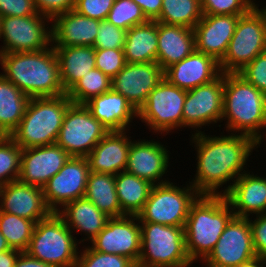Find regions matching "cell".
Instances as JSON below:
<instances>
[{
	"instance_id": "1",
	"label": "cell",
	"mask_w": 266,
	"mask_h": 267,
	"mask_svg": "<svg viewBox=\"0 0 266 267\" xmlns=\"http://www.w3.org/2000/svg\"><path fill=\"white\" fill-rule=\"evenodd\" d=\"M228 134L211 137L201 132L192 133L190 137L197 152V170L189 183L200 195H225L233 182L246 172L249 156L260 146L249 136Z\"/></svg>"
},
{
	"instance_id": "2",
	"label": "cell",
	"mask_w": 266,
	"mask_h": 267,
	"mask_svg": "<svg viewBox=\"0 0 266 267\" xmlns=\"http://www.w3.org/2000/svg\"><path fill=\"white\" fill-rule=\"evenodd\" d=\"M1 75L30 98L66 94L52 44L41 51L0 53Z\"/></svg>"
},
{
	"instance_id": "3",
	"label": "cell",
	"mask_w": 266,
	"mask_h": 267,
	"mask_svg": "<svg viewBox=\"0 0 266 267\" xmlns=\"http://www.w3.org/2000/svg\"><path fill=\"white\" fill-rule=\"evenodd\" d=\"M223 120H227L228 133L249 136L262 144L264 135L266 139V95L238 73H224Z\"/></svg>"
},
{
	"instance_id": "4",
	"label": "cell",
	"mask_w": 266,
	"mask_h": 267,
	"mask_svg": "<svg viewBox=\"0 0 266 267\" xmlns=\"http://www.w3.org/2000/svg\"><path fill=\"white\" fill-rule=\"evenodd\" d=\"M233 217L224 195H199L191 204L185 224V248L192 265L210 254Z\"/></svg>"
},
{
	"instance_id": "5",
	"label": "cell",
	"mask_w": 266,
	"mask_h": 267,
	"mask_svg": "<svg viewBox=\"0 0 266 267\" xmlns=\"http://www.w3.org/2000/svg\"><path fill=\"white\" fill-rule=\"evenodd\" d=\"M72 103L67 93L30 98L23 118L10 137L22 149L55 144L67 108Z\"/></svg>"
},
{
	"instance_id": "6",
	"label": "cell",
	"mask_w": 266,
	"mask_h": 267,
	"mask_svg": "<svg viewBox=\"0 0 266 267\" xmlns=\"http://www.w3.org/2000/svg\"><path fill=\"white\" fill-rule=\"evenodd\" d=\"M137 267H192L185 248V227L140 222Z\"/></svg>"
},
{
	"instance_id": "7",
	"label": "cell",
	"mask_w": 266,
	"mask_h": 267,
	"mask_svg": "<svg viewBox=\"0 0 266 267\" xmlns=\"http://www.w3.org/2000/svg\"><path fill=\"white\" fill-rule=\"evenodd\" d=\"M73 233L64 220L52 212L36 223L25 252L52 267H75L79 243Z\"/></svg>"
},
{
	"instance_id": "8",
	"label": "cell",
	"mask_w": 266,
	"mask_h": 267,
	"mask_svg": "<svg viewBox=\"0 0 266 267\" xmlns=\"http://www.w3.org/2000/svg\"><path fill=\"white\" fill-rule=\"evenodd\" d=\"M258 5L239 16L228 49L219 62L221 73H238L266 51V20Z\"/></svg>"
},
{
	"instance_id": "9",
	"label": "cell",
	"mask_w": 266,
	"mask_h": 267,
	"mask_svg": "<svg viewBox=\"0 0 266 267\" xmlns=\"http://www.w3.org/2000/svg\"><path fill=\"white\" fill-rule=\"evenodd\" d=\"M200 194L189 183L177 186L171 181L153 185L148 200L137 215L139 222L185 227L191 204Z\"/></svg>"
},
{
	"instance_id": "10",
	"label": "cell",
	"mask_w": 266,
	"mask_h": 267,
	"mask_svg": "<svg viewBox=\"0 0 266 267\" xmlns=\"http://www.w3.org/2000/svg\"><path fill=\"white\" fill-rule=\"evenodd\" d=\"M186 90L170 84L165 78L150 92L137 111V119L153 133H171L183 128V105Z\"/></svg>"
},
{
	"instance_id": "11",
	"label": "cell",
	"mask_w": 266,
	"mask_h": 267,
	"mask_svg": "<svg viewBox=\"0 0 266 267\" xmlns=\"http://www.w3.org/2000/svg\"><path fill=\"white\" fill-rule=\"evenodd\" d=\"M109 132L84 104L72 103L65 113L56 144L70 156L86 157Z\"/></svg>"
},
{
	"instance_id": "12",
	"label": "cell",
	"mask_w": 266,
	"mask_h": 267,
	"mask_svg": "<svg viewBox=\"0 0 266 267\" xmlns=\"http://www.w3.org/2000/svg\"><path fill=\"white\" fill-rule=\"evenodd\" d=\"M49 22L51 24V20L41 14L0 17V39H3L0 53L41 51L48 48L52 44Z\"/></svg>"
},
{
	"instance_id": "13",
	"label": "cell",
	"mask_w": 266,
	"mask_h": 267,
	"mask_svg": "<svg viewBox=\"0 0 266 267\" xmlns=\"http://www.w3.org/2000/svg\"><path fill=\"white\" fill-rule=\"evenodd\" d=\"M224 73L210 83L186 90L183 105V128H192L196 134L203 126L221 123L223 115ZM209 124V125H208ZM199 130H198V129Z\"/></svg>"
},
{
	"instance_id": "14",
	"label": "cell",
	"mask_w": 266,
	"mask_h": 267,
	"mask_svg": "<svg viewBox=\"0 0 266 267\" xmlns=\"http://www.w3.org/2000/svg\"><path fill=\"white\" fill-rule=\"evenodd\" d=\"M90 173L86 157L70 156L64 166L43 187L44 200L52 212L66 203L82 198Z\"/></svg>"
},
{
	"instance_id": "15",
	"label": "cell",
	"mask_w": 266,
	"mask_h": 267,
	"mask_svg": "<svg viewBox=\"0 0 266 267\" xmlns=\"http://www.w3.org/2000/svg\"><path fill=\"white\" fill-rule=\"evenodd\" d=\"M90 245L95 251L121 255L137 265L141 251V226L138 216L109 218L104 229Z\"/></svg>"
},
{
	"instance_id": "16",
	"label": "cell",
	"mask_w": 266,
	"mask_h": 267,
	"mask_svg": "<svg viewBox=\"0 0 266 267\" xmlns=\"http://www.w3.org/2000/svg\"><path fill=\"white\" fill-rule=\"evenodd\" d=\"M256 256L249 218L234 216L205 259L223 267H236Z\"/></svg>"
},
{
	"instance_id": "17",
	"label": "cell",
	"mask_w": 266,
	"mask_h": 267,
	"mask_svg": "<svg viewBox=\"0 0 266 267\" xmlns=\"http://www.w3.org/2000/svg\"><path fill=\"white\" fill-rule=\"evenodd\" d=\"M163 78L164 71L157 62L126 63L111 79V89L122 94L138 111Z\"/></svg>"
},
{
	"instance_id": "18",
	"label": "cell",
	"mask_w": 266,
	"mask_h": 267,
	"mask_svg": "<svg viewBox=\"0 0 266 267\" xmlns=\"http://www.w3.org/2000/svg\"><path fill=\"white\" fill-rule=\"evenodd\" d=\"M137 140L131 142L125 171L153 185L170 182L163 178L170 166L171 153L166 149L167 146L155 139Z\"/></svg>"
},
{
	"instance_id": "19",
	"label": "cell",
	"mask_w": 266,
	"mask_h": 267,
	"mask_svg": "<svg viewBox=\"0 0 266 267\" xmlns=\"http://www.w3.org/2000/svg\"><path fill=\"white\" fill-rule=\"evenodd\" d=\"M69 158L70 155L56 143L22 149L18 180L43 188Z\"/></svg>"
},
{
	"instance_id": "20",
	"label": "cell",
	"mask_w": 266,
	"mask_h": 267,
	"mask_svg": "<svg viewBox=\"0 0 266 267\" xmlns=\"http://www.w3.org/2000/svg\"><path fill=\"white\" fill-rule=\"evenodd\" d=\"M0 211L23 217L36 223L47 218L52 211L47 207L43 188L24 184L19 180L3 185Z\"/></svg>"
},
{
	"instance_id": "21",
	"label": "cell",
	"mask_w": 266,
	"mask_h": 267,
	"mask_svg": "<svg viewBox=\"0 0 266 267\" xmlns=\"http://www.w3.org/2000/svg\"><path fill=\"white\" fill-rule=\"evenodd\" d=\"M239 16L203 15L193 28L195 50L203 52L220 62L233 37Z\"/></svg>"
},
{
	"instance_id": "22",
	"label": "cell",
	"mask_w": 266,
	"mask_h": 267,
	"mask_svg": "<svg viewBox=\"0 0 266 267\" xmlns=\"http://www.w3.org/2000/svg\"><path fill=\"white\" fill-rule=\"evenodd\" d=\"M221 74L219 62L203 52L194 50L180 62L164 71V78L172 85L190 90L212 82Z\"/></svg>"
},
{
	"instance_id": "23",
	"label": "cell",
	"mask_w": 266,
	"mask_h": 267,
	"mask_svg": "<svg viewBox=\"0 0 266 267\" xmlns=\"http://www.w3.org/2000/svg\"><path fill=\"white\" fill-rule=\"evenodd\" d=\"M247 169L224 195L235 217L249 218L266 213V177L250 174Z\"/></svg>"
},
{
	"instance_id": "24",
	"label": "cell",
	"mask_w": 266,
	"mask_h": 267,
	"mask_svg": "<svg viewBox=\"0 0 266 267\" xmlns=\"http://www.w3.org/2000/svg\"><path fill=\"white\" fill-rule=\"evenodd\" d=\"M127 131H110L86 156L90 172L116 175L125 171L132 137Z\"/></svg>"
},
{
	"instance_id": "25",
	"label": "cell",
	"mask_w": 266,
	"mask_h": 267,
	"mask_svg": "<svg viewBox=\"0 0 266 267\" xmlns=\"http://www.w3.org/2000/svg\"><path fill=\"white\" fill-rule=\"evenodd\" d=\"M99 20L70 10L51 21L52 46H91L98 34Z\"/></svg>"
},
{
	"instance_id": "26",
	"label": "cell",
	"mask_w": 266,
	"mask_h": 267,
	"mask_svg": "<svg viewBox=\"0 0 266 267\" xmlns=\"http://www.w3.org/2000/svg\"><path fill=\"white\" fill-rule=\"evenodd\" d=\"M84 105L109 131L129 130L133 119L137 118V110L133 105L112 89L91 98Z\"/></svg>"
},
{
	"instance_id": "27",
	"label": "cell",
	"mask_w": 266,
	"mask_h": 267,
	"mask_svg": "<svg viewBox=\"0 0 266 267\" xmlns=\"http://www.w3.org/2000/svg\"><path fill=\"white\" fill-rule=\"evenodd\" d=\"M56 213L72 232L85 235L82 240H78L79 244L84 241L90 243L104 229L110 218L85 197L66 203Z\"/></svg>"
},
{
	"instance_id": "28",
	"label": "cell",
	"mask_w": 266,
	"mask_h": 267,
	"mask_svg": "<svg viewBox=\"0 0 266 267\" xmlns=\"http://www.w3.org/2000/svg\"><path fill=\"white\" fill-rule=\"evenodd\" d=\"M195 50L193 29L181 25L158 22V48L156 62L165 71L189 56Z\"/></svg>"
},
{
	"instance_id": "29",
	"label": "cell",
	"mask_w": 266,
	"mask_h": 267,
	"mask_svg": "<svg viewBox=\"0 0 266 267\" xmlns=\"http://www.w3.org/2000/svg\"><path fill=\"white\" fill-rule=\"evenodd\" d=\"M60 71V80L67 93L87 72L96 68L95 48L91 46H53Z\"/></svg>"
},
{
	"instance_id": "30",
	"label": "cell",
	"mask_w": 266,
	"mask_h": 267,
	"mask_svg": "<svg viewBox=\"0 0 266 267\" xmlns=\"http://www.w3.org/2000/svg\"><path fill=\"white\" fill-rule=\"evenodd\" d=\"M158 22L147 21L131 27L126 33V63H151L157 60Z\"/></svg>"
},
{
	"instance_id": "31",
	"label": "cell",
	"mask_w": 266,
	"mask_h": 267,
	"mask_svg": "<svg viewBox=\"0 0 266 267\" xmlns=\"http://www.w3.org/2000/svg\"><path fill=\"white\" fill-rule=\"evenodd\" d=\"M1 73V72H0ZM30 97L0 74V135L10 136L18 127Z\"/></svg>"
},
{
	"instance_id": "32",
	"label": "cell",
	"mask_w": 266,
	"mask_h": 267,
	"mask_svg": "<svg viewBox=\"0 0 266 267\" xmlns=\"http://www.w3.org/2000/svg\"><path fill=\"white\" fill-rule=\"evenodd\" d=\"M84 197L110 218L125 215L118 200L115 175L90 172Z\"/></svg>"
},
{
	"instance_id": "33",
	"label": "cell",
	"mask_w": 266,
	"mask_h": 267,
	"mask_svg": "<svg viewBox=\"0 0 266 267\" xmlns=\"http://www.w3.org/2000/svg\"><path fill=\"white\" fill-rule=\"evenodd\" d=\"M115 186L121 211L137 216L148 200L153 184L123 171L115 175Z\"/></svg>"
},
{
	"instance_id": "34",
	"label": "cell",
	"mask_w": 266,
	"mask_h": 267,
	"mask_svg": "<svg viewBox=\"0 0 266 267\" xmlns=\"http://www.w3.org/2000/svg\"><path fill=\"white\" fill-rule=\"evenodd\" d=\"M202 16L200 0H163L160 17L156 21L193 29Z\"/></svg>"
},
{
	"instance_id": "35",
	"label": "cell",
	"mask_w": 266,
	"mask_h": 267,
	"mask_svg": "<svg viewBox=\"0 0 266 267\" xmlns=\"http://www.w3.org/2000/svg\"><path fill=\"white\" fill-rule=\"evenodd\" d=\"M35 225V221L0 211V232L12 249H28Z\"/></svg>"
},
{
	"instance_id": "36",
	"label": "cell",
	"mask_w": 266,
	"mask_h": 267,
	"mask_svg": "<svg viewBox=\"0 0 266 267\" xmlns=\"http://www.w3.org/2000/svg\"><path fill=\"white\" fill-rule=\"evenodd\" d=\"M111 89V79L94 68L67 92L68 98L74 104H85L91 98L108 92Z\"/></svg>"
},
{
	"instance_id": "37",
	"label": "cell",
	"mask_w": 266,
	"mask_h": 267,
	"mask_svg": "<svg viewBox=\"0 0 266 267\" xmlns=\"http://www.w3.org/2000/svg\"><path fill=\"white\" fill-rule=\"evenodd\" d=\"M22 148L10 137L0 136V183L19 179Z\"/></svg>"
},
{
	"instance_id": "38",
	"label": "cell",
	"mask_w": 266,
	"mask_h": 267,
	"mask_svg": "<svg viewBox=\"0 0 266 267\" xmlns=\"http://www.w3.org/2000/svg\"><path fill=\"white\" fill-rule=\"evenodd\" d=\"M106 20L126 31L149 21L142 9L132 0H115Z\"/></svg>"
},
{
	"instance_id": "39",
	"label": "cell",
	"mask_w": 266,
	"mask_h": 267,
	"mask_svg": "<svg viewBox=\"0 0 266 267\" xmlns=\"http://www.w3.org/2000/svg\"><path fill=\"white\" fill-rule=\"evenodd\" d=\"M75 267H137V265L127 257L101 253L87 246L79 251Z\"/></svg>"
},
{
	"instance_id": "40",
	"label": "cell",
	"mask_w": 266,
	"mask_h": 267,
	"mask_svg": "<svg viewBox=\"0 0 266 267\" xmlns=\"http://www.w3.org/2000/svg\"><path fill=\"white\" fill-rule=\"evenodd\" d=\"M203 15L241 16L256 4L254 0H200Z\"/></svg>"
},
{
	"instance_id": "41",
	"label": "cell",
	"mask_w": 266,
	"mask_h": 267,
	"mask_svg": "<svg viewBox=\"0 0 266 267\" xmlns=\"http://www.w3.org/2000/svg\"><path fill=\"white\" fill-rule=\"evenodd\" d=\"M98 34L93 47L95 49H124L126 30L116 27L107 20L99 22Z\"/></svg>"
},
{
	"instance_id": "42",
	"label": "cell",
	"mask_w": 266,
	"mask_h": 267,
	"mask_svg": "<svg viewBox=\"0 0 266 267\" xmlns=\"http://www.w3.org/2000/svg\"><path fill=\"white\" fill-rule=\"evenodd\" d=\"M126 65L124 49H95V66L110 79Z\"/></svg>"
},
{
	"instance_id": "43",
	"label": "cell",
	"mask_w": 266,
	"mask_h": 267,
	"mask_svg": "<svg viewBox=\"0 0 266 267\" xmlns=\"http://www.w3.org/2000/svg\"><path fill=\"white\" fill-rule=\"evenodd\" d=\"M238 74L266 95V51L255 57Z\"/></svg>"
},
{
	"instance_id": "44",
	"label": "cell",
	"mask_w": 266,
	"mask_h": 267,
	"mask_svg": "<svg viewBox=\"0 0 266 267\" xmlns=\"http://www.w3.org/2000/svg\"><path fill=\"white\" fill-rule=\"evenodd\" d=\"M115 0H75L74 10L86 17L106 20Z\"/></svg>"
},
{
	"instance_id": "45",
	"label": "cell",
	"mask_w": 266,
	"mask_h": 267,
	"mask_svg": "<svg viewBox=\"0 0 266 267\" xmlns=\"http://www.w3.org/2000/svg\"><path fill=\"white\" fill-rule=\"evenodd\" d=\"M39 14L34 0H0V17Z\"/></svg>"
},
{
	"instance_id": "46",
	"label": "cell",
	"mask_w": 266,
	"mask_h": 267,
	"mask_svg": "<svg viewBox=\"0 0 266 267\" xmlns=\"http://www.w3.org/2000/svg\"><path fill=\"white\" fill-rule=\"evenodd\" d=\"M251 218V219H250ZM249 218L253 246L257 256L266 259V213Z\"/></svg>"
},
{
	"instance_id": "47",
	"label": "cell",
	"mask_w": 266,
	"mask_h": 267,
	"mask_svg": "<svg viewBox=\"0 0 266 267\" xmlns=\"http://www.w3.org/2000/svg\"><path fill=\"white\" fill-rule=\"evenodd\" d=\"M39 14L51 21L58 15L74 10L75 0H34Z\"/></svg>"
},
{
	"instance_id": "48",
	"label": "cell",
	"mask_w": 266,
	"mask_h": 267,
	"mask_svg": "<svg viewBox=\"0 0 266 267\" xmlns=\"http://www.w3.org/2000/svg\"><path fill=\"white\" fill-rule=\"evenodd\" d=\"M143 11L149 21H156L160 17L163 0H132Z\"/></svg>"
},
{
	"instance_id": "49",
	"label": "cell",
	"mask_w": 266,
	"mask_h": 267,
	"mask_svg": "<svg viewBox=\"0 0 266 267\" xmlns=\"http://www.w3.org/2000/svg\"><path fill=\"white\" fill-rule=\"evenodd\" d=\"M14 267H52L43 261H40L34 257H31L27 252L23 251L19 253Z\"/></svg>"
},
{
	"instance_id": "50",
	"label": "cell",
	"mask_w": 266,
	"mask_h": 267,
	"mask_svg": "<svg viewBox=\"0 0 266 267\" xmlns=\"http://www.w3.org/2000/svg\"><path fill=\"white\" fill-rule=\"evenodd\" d=\"M20 252L21 251L12 248L0 252V267H14Z\"/></svg>"
},
{
	"instance_id": "51",
	"label": "cell",
	"mask_w": 266,
	"mask_h": 267,
	"mask_svg": "<svg viewBox=\"0 0 266 267\" xmlns=\"http://www.w3.org/2000/svg\"><path fill=\"white\" fill-rule=\"evenodd\" d=\"M236 267H266V259L256 256L250 259L249 261L241 263L240 265Z\"/></svg>"
},
{
	"instance_id": "52",
	"label": "cell",
	"mask_w": 266,
	"mask_h": 267,
	"mask_svg": "<svg viewBox=\"0 0 266 267\" xmlns=\"http://www.w3.org/2000/svg\"><path fill=\"white\" fill-rule=\"evenodd\" d=\"M10 246L7 244L5 237L0 232V252L10 250Z\"/></svg>"
},
{
	"instance_id": "53",
	"label": "cell",
	"mask_w": 266,
	"mask_h": 267,
	"mask_svg": "<svg viewBox=\"0 0 266 267\" xmlns=\"http://www.w3.org/2000/svg\"><path fill=\"white\" fill-rule=\"evenodd\" d=\"M200 261L203 262L204 265H206V267H223V266H220V265H216V264H213L209 261H207L205 258L204 259H200Z\"/></svg>"
},
{
	"instance_id": "54",
	"label": "cell",
	"mask_w": 266,
	"mask_h": 267,
	"mask_svg": "<svg viewBox=\"0 0 266 267\" xmlns=\"http://www.w3.org/2000/svg\"><path fill=\"white\" fill-rule=\"evenodd\" d=\"M262 13H263V15H264V17H265V20H266V6L265 7H260V9H259Z\"/></svg>"
},
{
	"instance_id": "55",
	"label": "cell",
	"mask_w": 266,
	"mask_h": 267,
	"mask_svg": "<svg viewBox=\"0 0 266 267\" xmlns=\"http://www.w3.org/2000/svg\"><path fill=\"white\" fill-rule=\"evenodd\" d=\"M2 187H3V185L0 183V197H1Z\"/></svg>"
}]
</instances>
